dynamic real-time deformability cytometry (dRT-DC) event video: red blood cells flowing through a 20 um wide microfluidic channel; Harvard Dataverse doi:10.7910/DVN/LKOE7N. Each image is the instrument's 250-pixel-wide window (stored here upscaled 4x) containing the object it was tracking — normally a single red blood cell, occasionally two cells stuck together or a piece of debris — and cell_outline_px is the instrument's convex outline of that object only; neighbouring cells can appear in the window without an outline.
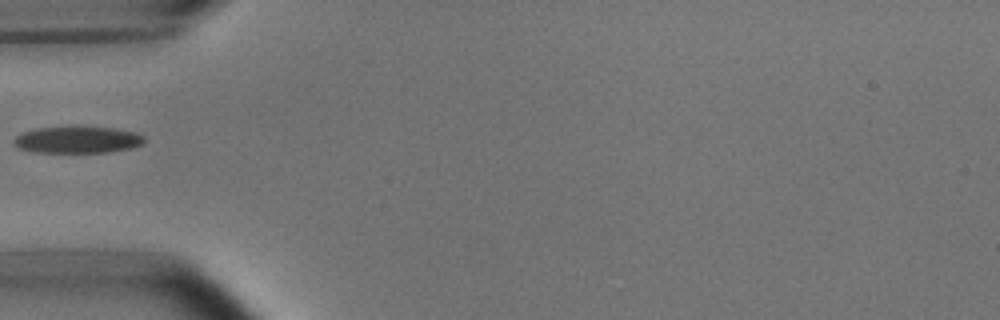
{"species": "common noctule bat (a hibernating species)", "species_latin": "Nyctalus noctula", "temperature_condition": "room temperature", "stored_images_in_passage": 6, "camera_frame_rate_fps": 3000, "um_per_image_px": 0.085, "animal": {"sex": "male", "body_mass_g": 15.6}, "frame": {"image": 1, "passage_image": 1, "time_ms": 0.0, "image_size_px": [1000, 320], "cell_outline_px": [[144, 144], [132, 148], [108, 152], [32, 152], [20, 148], [12, 144], [12, 140], [16, 136], [24, 132], [36, 128], [68, 124], [76, 124], [112, 128], [136, 132], [144, 136]], "centroid_in_image_um": [6.57, 11.84], "position_along_channel_um": 78.4, "area_um2": 21.21}}